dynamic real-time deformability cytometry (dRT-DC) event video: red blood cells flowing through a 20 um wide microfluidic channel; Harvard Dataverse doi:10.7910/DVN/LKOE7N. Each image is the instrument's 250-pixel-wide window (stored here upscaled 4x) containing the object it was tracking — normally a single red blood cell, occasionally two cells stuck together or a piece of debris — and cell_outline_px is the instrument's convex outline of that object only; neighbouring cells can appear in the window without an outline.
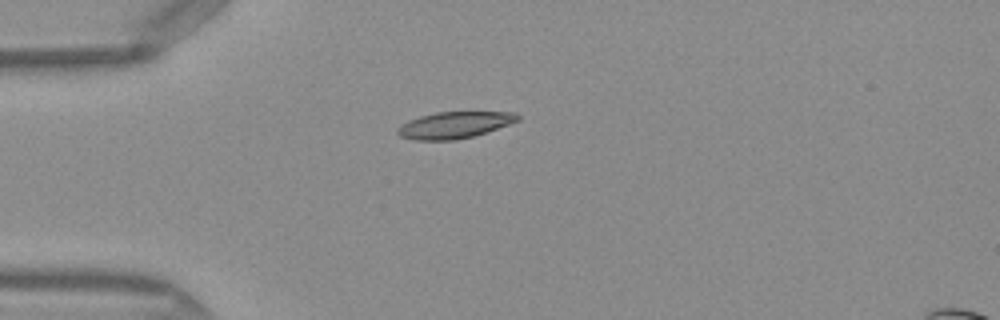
{"species": "Egyptian fruit bat (a non-hibernating species)", "species_latin": "Rousettus aegyptiacus", "temperature_condition": "warm", "stored_images_in_passage": 37, "camera_frame_rate_fps": 3000, "um_per_image_px": 0.085, "frame": {"image": 1, "passage_image": 1, "time_ms": 0.0, "image_size_px": [1000, 320], "cell_outline_px": [[520, 120], [472, 136], [456, 140], [412, 140], [400, 136], [396, 132], [396, 128], [408, 120], [420, 116], [436, 112], [516, 112], [520, 116]], "centroid_in_image_um": [38.58, 10.62], "position_along_channel_um": 46.4, "area_um2": 18.5}}
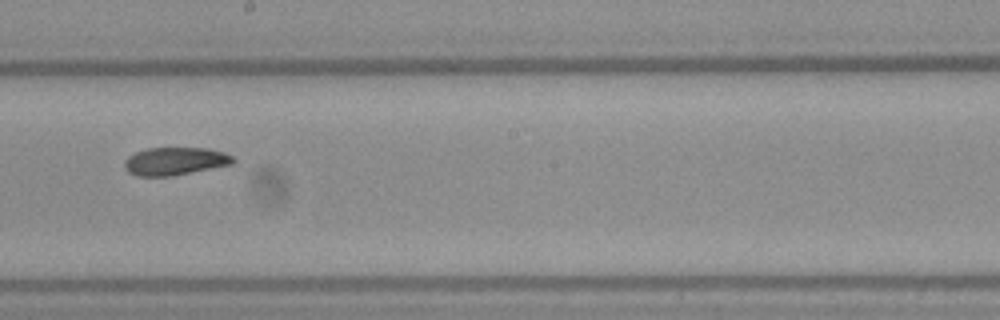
{"frame": {"image": 2, "passage_image": 16, "time_ms": 5.0, "image_size_px": [1000, 320], "cell_outline_px": [[236, 160], [232, 164], [172, 176], [136, 176], [128, 172], [124, 168], [124, 160], [128, 156], [136, 152], [148, 148], [208, 148], [224, 152], [232, 156]], "centroid_in_image_um": [14.86, 13.7], "position_along_channel_um": 233.3, "area_um2": 17.69}}
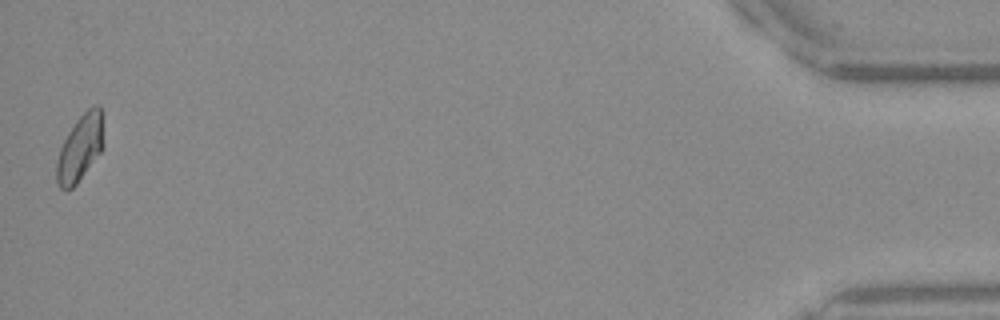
{"frame": {"image": 3, "passage_image": 37, "time_ms": 12.0, "image_size_px": [1000, 320], "cell_outline_px": [[104, 148], [76, 184], [72, 188], [60, 188], [56, 180], [56, 164], [60, 148], [68, 132], [76, 120], [88, 108], [96, 104], [100, 104], [104, 144]], "centroid_in_image_um": [6.82, 12.56], "position_along_channel_um": 428.4, "area_um2": 18.09}, "authors_computed_cell_mechanics": {"area_um2": 17.9758, "velocity_mm_per_s": 4.0919, "shape_relaxation_time_tau1_ms": null, "shape_relaxation_time_tau2_ms": 2.7048, "deformation_change_tau1": null, "deformation_change_tau2": 0.0768}}